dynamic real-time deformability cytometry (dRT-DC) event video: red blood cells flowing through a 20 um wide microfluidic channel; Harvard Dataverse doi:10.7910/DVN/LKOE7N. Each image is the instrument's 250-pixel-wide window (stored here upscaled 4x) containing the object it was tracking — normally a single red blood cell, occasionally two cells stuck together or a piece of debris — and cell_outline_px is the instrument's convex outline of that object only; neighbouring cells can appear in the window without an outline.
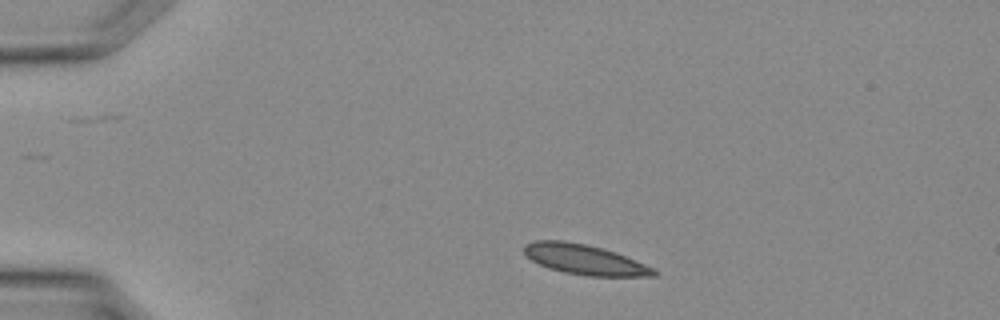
{"species": "Egyptian fruit bat (a non-hibernating species)", "species_latin": "Rousettus aegyptiacus", "temperature_condition": "warm", "stored_images_in_passage": 29, "camera_frame_rate_fps": 3000, "um_per_image_px": 0.085, "animal": {"sex": "female"}, "frame": {"image": 1, "passage_image": 1, "time_ms": 0.0, "image_size_px": [1000, 320], "cell_outline_px": [[656, 276], [588, 276], [564, 272], [548, 268], [532, 260], [524, 252], [524, 244], [536, 240], [564, 240], [584, 244], [616, 252], [656, 268]], "centroid_in_image_um": [49.71, 22.06], "position_along_channel_um": 35.3, "area_um2": 22.66}}
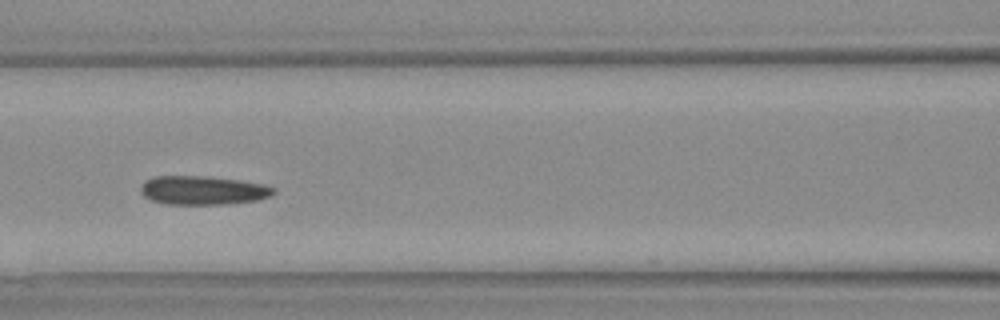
{"frame": {"image": 2, "passage_image": 10, "time_ms": 3.0, "image_size_px": [1000, 320], "cell_outline_px": [[276, 192], [268, 196], [256, 200], [224, 204], [168, 204], [152, 200], [144, 196], [140, 192], [140, 184], [144, 180], [156, 176], [208, 176], [236, 180], [260, 184], [276, 188]], "centroid_in_image_um": [17.18, 16.17], "position_along_channel_um": 149.4, "area_um2": 22.14}}
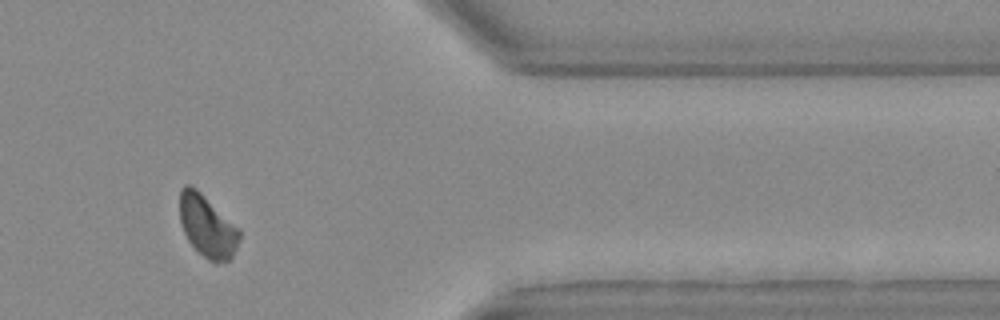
{"frame": {"image": 3, "passage_image": 24, "time_ms": 7.667, "image_size_px": [1000, 320], "cell_outline_px": [[240, 236], [236, 248], [232, 256], [228, 260], [216, 264], [208, 260], [188, 240], [184, 232], [180, 220], [180, 188], [184, 184], [188, 184], [196, 188], [240, 232]], "centroid_in_image_um": [17.58, 19.24], "position_along_channel_um": 393.8, "area_um2": 20.87}}